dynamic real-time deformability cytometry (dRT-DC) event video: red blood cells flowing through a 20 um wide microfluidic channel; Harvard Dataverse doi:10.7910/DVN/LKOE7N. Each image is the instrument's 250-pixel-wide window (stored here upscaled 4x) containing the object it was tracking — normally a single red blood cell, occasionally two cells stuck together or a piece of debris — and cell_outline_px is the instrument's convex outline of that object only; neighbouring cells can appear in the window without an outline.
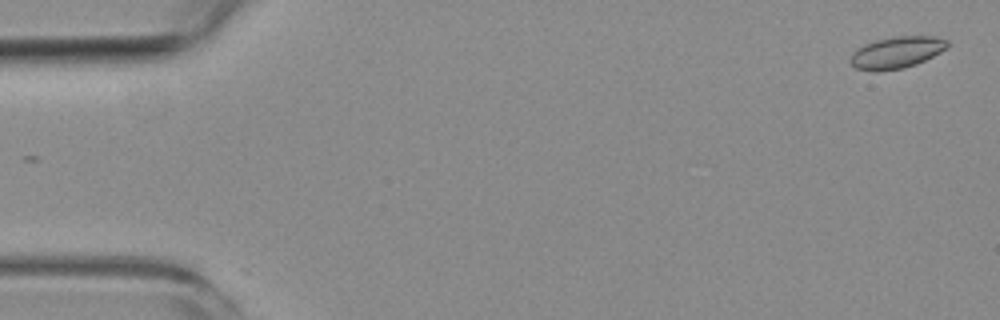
{"species": "common noctule bat (a hibernating species)", "species_latin": "Nyctalus noctula", "temperature_condition": "room temperature", "stored_images_in_passage": 6, "segment_of_instrument_passage": [1, 2], "camera_frame_rate_fps": 3000, "um_per_image_px": 0.085, "animal": {"sex": "female", "body_mass_g": 19.3, "forearm_length_mm": 54.1}, "frame": {"image": 1, "passage_image": 1, "time_ms": 0.0, "image_size_px": [1000, 320], "cell_outline_px": [[948, 48], [916, 64], [904, 68], [876, 72], [872, 72], [856, 68], [848, 60], [852, 52], [864, 44], [876, 40], [896, 36], [936, 36], [948, 40]], "centroid_in_image_um": [76.19, 4.46], "position_along_channel_um": 8.8, "area_um2": 18.09}}
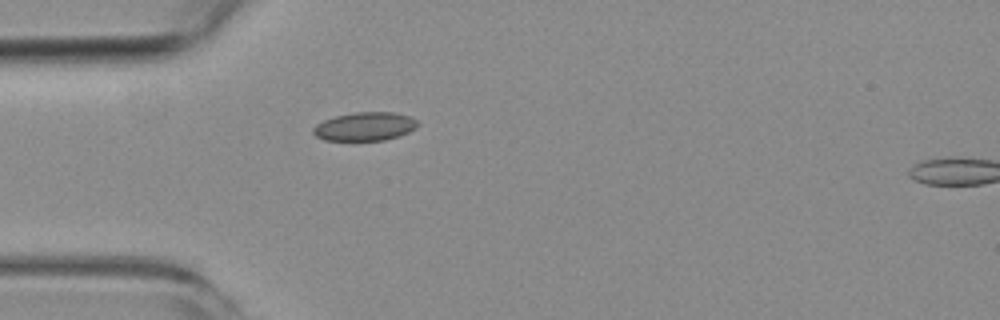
{"frame": {"image": 2, "passage_image": 5, "time_ms": 5.0, "image_size_px": [1000, 320], "cell_outline_px": [[420, 124], [416, 128], [400, 136], [384, 140], [324, 140], [316, 136], [312, 132], [312, 128], [316, 124], [324, 120], [336, 116], [356, 112], [392, 112], [408, 116], [416, 120]], "centroid_in_image_um": [31.02, 10.75], "position_along_channel_um": 54.0, "area_um2": 17.34}}